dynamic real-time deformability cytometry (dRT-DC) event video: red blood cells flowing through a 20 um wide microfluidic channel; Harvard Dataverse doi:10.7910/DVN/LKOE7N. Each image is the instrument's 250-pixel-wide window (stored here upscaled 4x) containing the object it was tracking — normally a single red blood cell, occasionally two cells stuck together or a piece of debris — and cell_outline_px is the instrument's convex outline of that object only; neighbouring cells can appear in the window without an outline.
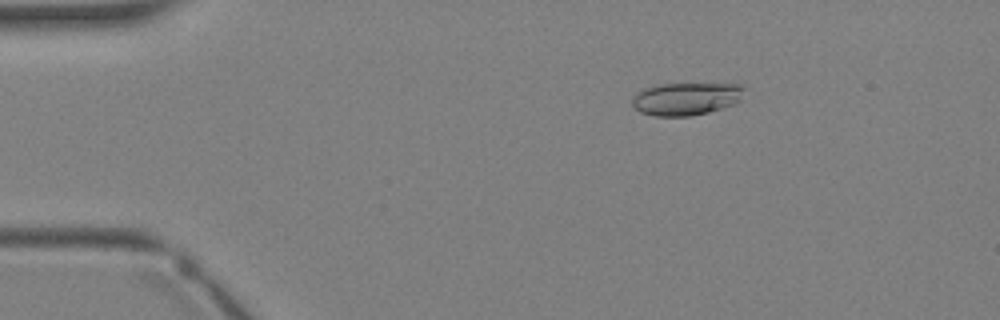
{"species": "Egyptian fruit bat (a non-hibernating species)", "species_latin": "Rousettus aegyptiacus", "temperature_condition": "warm", "stored_images_in_passage": 3, "camera_frame_rate_fps": 3000, "um_per_image_px": 0.085, "animal": {"sex": "female"}, "frame": {"image": 1, "passage_image": 2, "time_ms": 1.0, "image_size_px": [1000, 320], "cell_outline_px": [[748, 88], [740, 100], [732, 104], [708, 112], [692, 116], [652, 116], [640, 112], [632, 104], [632, 100], [636, 92], [644, 88], [660, 84], [744, 84]], "centroid_in_image_um": [58.34, 8.39], "position_along_channel_um": 26.7, "area_um2": 21.5}}